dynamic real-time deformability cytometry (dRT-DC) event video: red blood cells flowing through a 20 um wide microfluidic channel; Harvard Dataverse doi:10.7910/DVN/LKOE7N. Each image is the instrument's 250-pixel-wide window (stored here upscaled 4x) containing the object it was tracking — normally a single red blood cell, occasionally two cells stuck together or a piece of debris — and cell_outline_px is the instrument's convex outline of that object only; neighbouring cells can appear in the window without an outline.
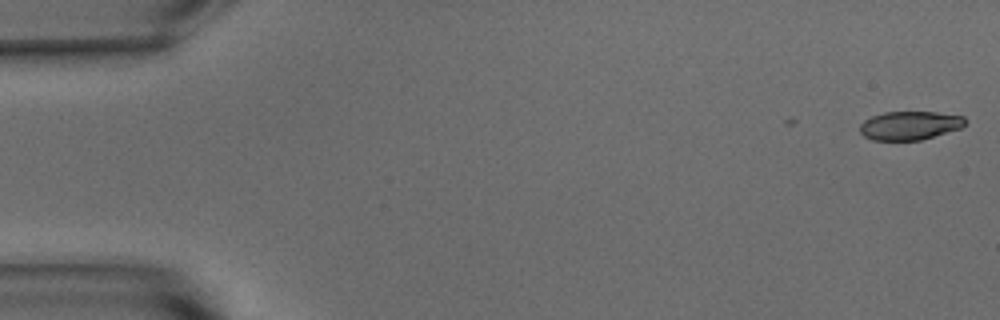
{"species": "common noctule bat (a hibernating species)", "species_latin": "Nyctalus noctula", "temperature_condition": "warm", "stored_images_in_passage": 4, "camera_frame_rate_fps": 3000, "um_per_image_px": 0.085, "animal": {"sex": "male", "body_mass_g": 15.6}, "frame": {"image": 1, "passage_image": 1, "time_ms": 0.0, "image_size_px": [1000, 320], "cell_outline_px": [[968, 120], [960, 128], [920, 140], [872, 140], [864, 136], [860, 132], [860, 124], [864, 120], [872, 116], [884, 112], [936, 112], [964, 116]], "centroid_in_image_um": [77.32, 10.66], "position_along_channel_um": 7.7, "area_um2": 17.51}}